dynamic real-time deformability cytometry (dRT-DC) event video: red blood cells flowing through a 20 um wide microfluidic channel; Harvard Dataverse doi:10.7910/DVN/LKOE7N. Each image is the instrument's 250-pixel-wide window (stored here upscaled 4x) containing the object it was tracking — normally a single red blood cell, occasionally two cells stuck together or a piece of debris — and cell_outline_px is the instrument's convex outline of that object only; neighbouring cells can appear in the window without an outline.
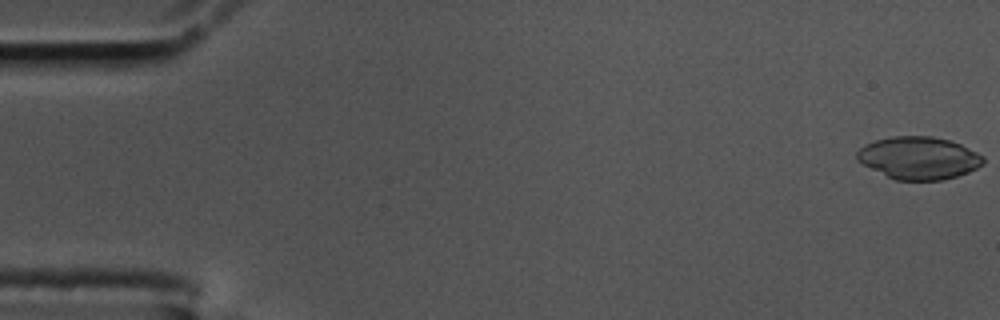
{"species": "common noctule bat (a hibernating species)", "species_latin": "Nyctalus noctula", "temperature_condition": "cold", "stored_images_in_passage": 28, "camera_frame_rate_fps": 3000, "um_per_image_px": 0.085, "animal": {"sex": "male", "body_mass_g": 17.5, "forearm_length_mm": 52.3}, "frame": {"image": 1, "passage_image": 1, "time_ms": 0.0, "image_size_px": [1000, 320], "cell_outline_px": [[984, 164], [968, 172], [956, 176], [940, 180], [896, 180], [856, 160], [856, 152], [864, 144], [876, 140], [892, 136], [932, 136], [948, 140], [960, 144], [984, 156]], "centroid_in_image_um": [78.1, 13.42], "position_along_channel_um": 6.9, "area_um2": 31.04}}
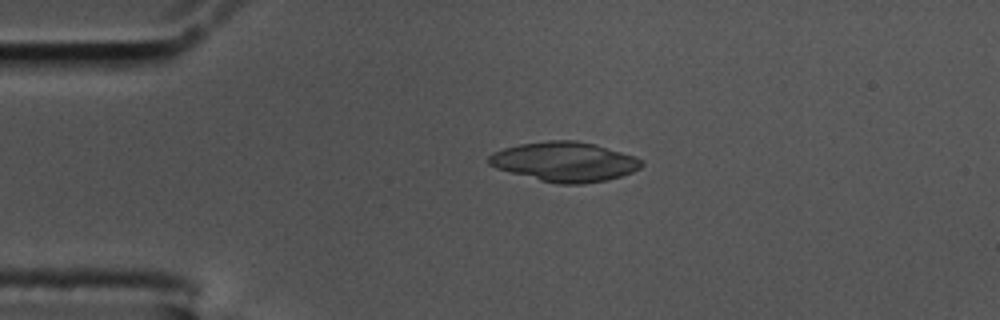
{"frame": {"image": 2, "passage_image": 13, "time_ms": 4.0, "image_size_px": [1000, 320], "cell_outline_px": [[644, 164], [640, 168], [632, 172], [608, 180], [584, 184], [556, 184], [540, 180], [496, 168], [488, 164], [488, 156], [492, 152], [504, 148], [520, 144], [548, 140], [576, 140], [596, 144], [636, 156]], "centroid_in_image_um": [48.01, 13.74], "position_along_channel_um": 37.0, "area_um2": 35.37}}